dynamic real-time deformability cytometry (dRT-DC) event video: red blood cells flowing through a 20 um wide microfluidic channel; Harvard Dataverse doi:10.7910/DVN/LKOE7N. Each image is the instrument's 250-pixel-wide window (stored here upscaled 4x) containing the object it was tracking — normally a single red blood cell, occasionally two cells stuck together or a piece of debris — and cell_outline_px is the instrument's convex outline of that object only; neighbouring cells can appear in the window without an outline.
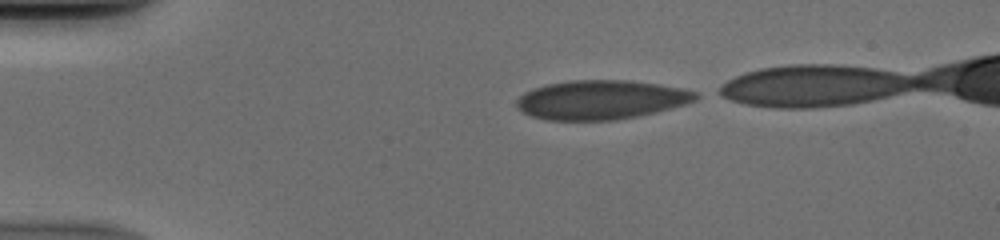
{"species": "human", "species_latin": "Homo sapiens", "temperature_condition": "cold", "stored_images_in_passage": 36, "camera_frame_rate_fps": 3000, "um_per_image_px": 0.085, "donor": {"sex": "male"}, "frame": {"image": 1, "passage_image": 1, "time_ms": 0.0, "image_size_px": [1000, 240], "cell_outline_px": [[704, 96], [696, 100], [684, 104], [656, 112], [616, 120], [544, 120], [532, 116], [516, 108], [516, 100], [524, 92], [548, 84], [572, 80], [628, 80], [656, 84], [680, 88], [696, 92]], "centroid_in_image_um": [51.09, 8.48], "position_along_channel_um": 33.9, "area_um2": 40.75}}
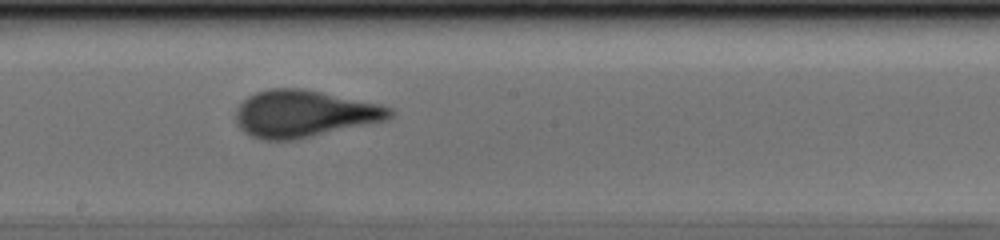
{"frame": {"image": 2, "passage_image": 19, "time_ms": 6.0, "image_size_px": [1000, 240], "cell_outline_px": [[396, 112], [392, 116], [384, 120], [296, 140], [264, 140], [252, 136], [244, 132], [236, 124], [236, 108], [248, 96], [256, 92], [268, 88], [300, 88], [380, 104], [392, 108]], "centroid_in_image_um": [25.81, 9.67], "position_along_channel_um": 222.4, "area_um2": 41.96}}
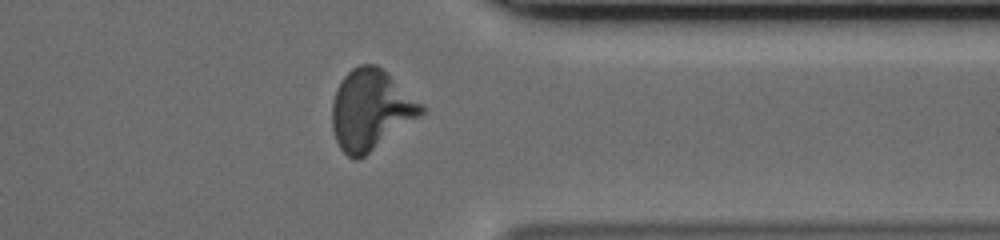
{"frame": {"image": 3, "passage_image": 31, "time_ms": 10.0, "image_size_px": [1000, 240], "cell_outline_px": [[424, 112], [420, 116], [364, 156], [356, 160], [348, 156], [340, 148], [336, 140], [332, 128], [332, 100], [336, 88], [344, 76], [352, 68], [360, 64], [376, 64], [424, 104]], "centroid_in_image_um": [31.49, 9.32], "position_along_channel_um": 379.9, "area_um2": 41.44}}